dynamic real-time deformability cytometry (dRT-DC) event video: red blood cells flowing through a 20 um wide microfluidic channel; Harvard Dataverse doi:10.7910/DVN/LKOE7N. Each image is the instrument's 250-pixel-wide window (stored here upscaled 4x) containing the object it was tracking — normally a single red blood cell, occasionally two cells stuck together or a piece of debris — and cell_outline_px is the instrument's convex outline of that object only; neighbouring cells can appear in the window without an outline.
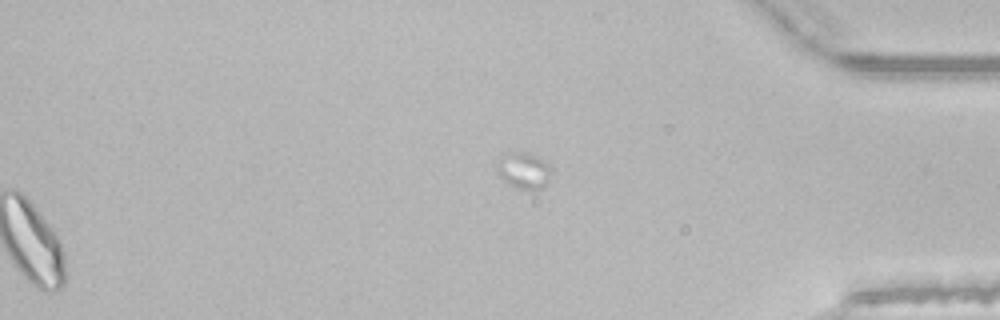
{"species": "common noctule bat (a hibernating species)", "species_latin": "Nyctalus noctula", "temperature_condition": "room temperature", "stored_images_in_passage": 38, "segment_of_instrument_passage": [2, 2], "camera_frame_rate_fps": 3000, "um_per_image_px": 0.085, "animal": {"sex": "male", "body_mass_g": 21.5, "forearm_length_mm": 52.0}, "frame": {"image": 1, "passage_image": 38, "time_ms": 12.333, "image_size_px": [1000, 320], "cell_outline_px": [[552, 172], [544, 188], [520, 188], [508, 184], [500, 176], [496, 168], [496, 164], [512, 152], [528, 152], [544, 160], [552, 168]], "centroid_in_image_um": [44.57, 14.49], "position_along_channel_um": 390.6, "area_um2": 11.16}}